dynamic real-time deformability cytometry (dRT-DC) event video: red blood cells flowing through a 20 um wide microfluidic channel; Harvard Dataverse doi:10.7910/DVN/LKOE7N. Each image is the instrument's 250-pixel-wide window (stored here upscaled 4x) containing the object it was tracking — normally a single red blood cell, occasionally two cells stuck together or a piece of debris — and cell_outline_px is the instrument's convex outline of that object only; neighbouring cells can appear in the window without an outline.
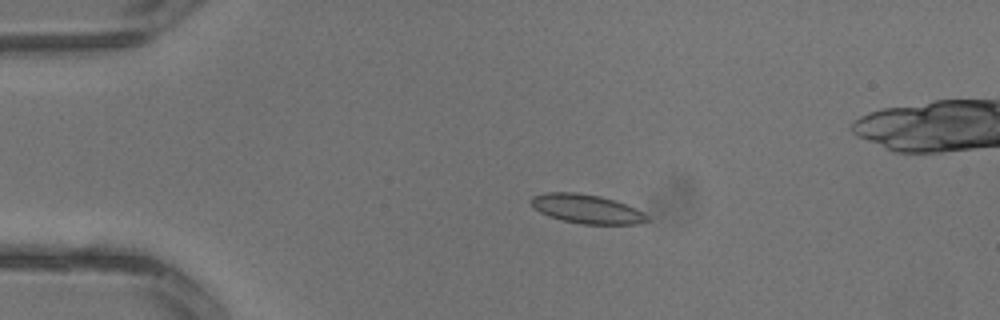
{"species": "common noctule bat (a hibernating species)", "species_latin": "Nyctalus noctula", "temperature_condition": "warm", "stored_images_in_passage": 4, "camera_frame_rate_fps": 3000, "um_per_image_px": 0.085, "animal": {"sex": "male", "body_mass_g": 13.3}, "frame": {"image": 1, "passage_image": 3, "time_ms": 0.667, "image_size_px": [1000, 320], "cell_outline_px": [[648, 220], [640, 224], [584, 224], [560, 220], [548, 216], [540, 212], [528, 200], [532, 196], [544, 192], [576, 192], [600, 196], [616, 200], [644, 212], [648, 216]], "centroid_in_image_um": [49.86, 17.75], "position_along_channel_um": 35.1, "area_um2": 19.77}}